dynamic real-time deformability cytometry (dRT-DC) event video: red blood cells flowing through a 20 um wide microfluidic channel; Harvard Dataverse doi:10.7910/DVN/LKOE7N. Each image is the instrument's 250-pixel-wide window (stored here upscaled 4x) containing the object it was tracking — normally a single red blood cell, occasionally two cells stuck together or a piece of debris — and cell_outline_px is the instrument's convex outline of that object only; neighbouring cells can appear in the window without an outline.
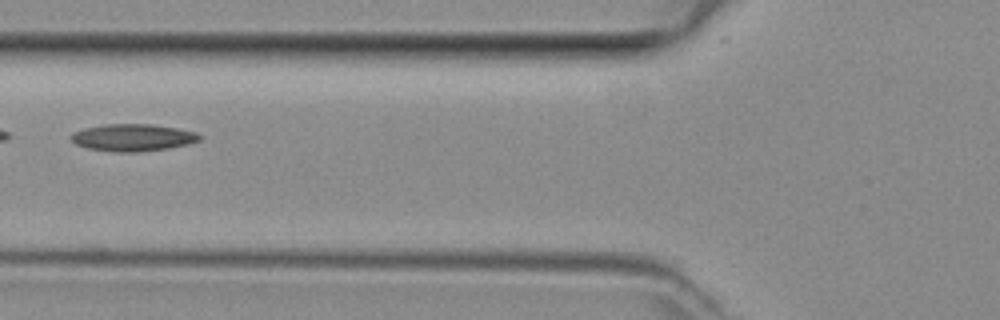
{"species": "common noctule bat (a hibernating species)", "species_latin": "Nyctalus noctula", "temperature_condition": "room temperature", "stored_images_in_passage": 6, "camera_frame_rate_fps": 3000, "um_per_image_px": 0.085, "animal": {"sex": "female", "body_mass_g": 29.2, "forearm_length_mm": 56.3}, "frame": {"image": 1, "passage_image": 5, "time_ms": 1.333, "image_size_px": [1000, 320], "cell_outline_px": [[200, 140], [188, 144], [168, 148], [136, 152], [112, 152], [88, 148], [76, 144], [68, 136], [72, 132], [84, 128], [104, 124], [152, 124], [176, 128], [196, 132], [200, 136]], "centroid_in_image_um": [11.25, 11.69], "position_along_channel_um": 114.6, "area_um2": 20.35}}
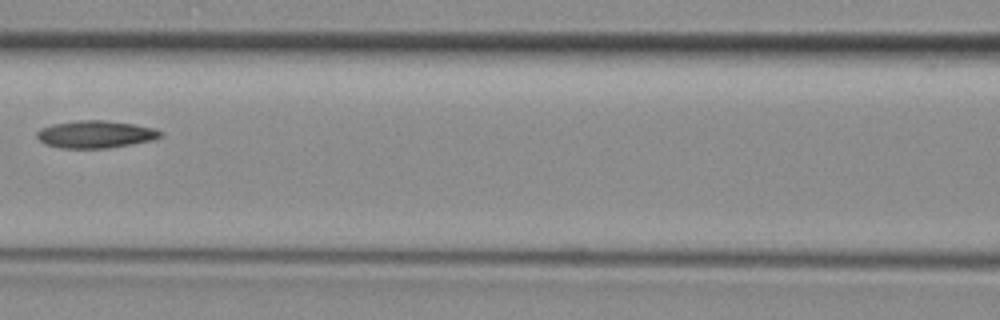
{"frame": {"image": 2, "passage_image": 6, "time_ms": 1.667, "image_size_px": [1000, 320], "cell_outline_px": [[160, 136], [152, 140], [104, 148], [60, 148], [44, 144], [36, 136], [36, 132], [40, 128], [52, 124], [80, 120], [104, 120], [132, 124], [156, 128], [160, 132]], "centroid_in_image_um": [8.05, 11.41], "position_along_channel_um": 158.6, "area_um2": 19.48}}